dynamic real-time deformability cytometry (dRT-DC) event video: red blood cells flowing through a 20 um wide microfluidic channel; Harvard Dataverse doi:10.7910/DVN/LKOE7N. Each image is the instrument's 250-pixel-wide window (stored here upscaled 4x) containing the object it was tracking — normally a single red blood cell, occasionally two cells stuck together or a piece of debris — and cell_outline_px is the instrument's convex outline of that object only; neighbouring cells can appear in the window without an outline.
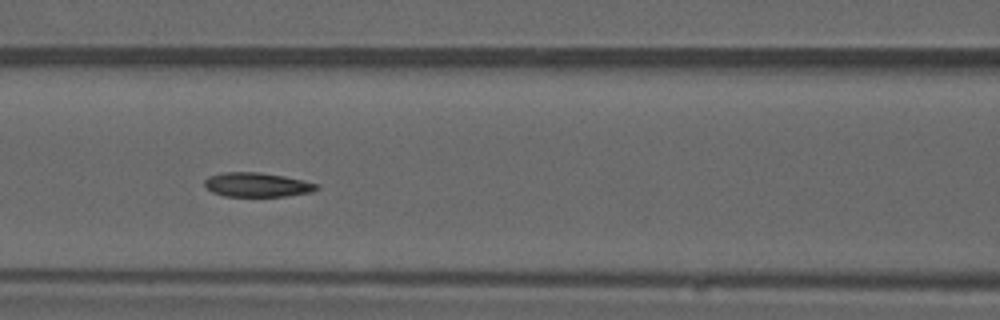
{"species": "common noctule bat (a hibernating species)", "species_latin": "Nyctalus noctula", "temperature_condition": "warm", "stored_images_in_passage": 51, "camera_frame_rate_fps": 3000, "um_per_image_px": 0.085, "animal": {"sex": "male", "forearm_length_mm": 52.5}, "frame": {"image": 1, "passage_image": 22, "time_ms": 7.0, "image_size_px": [1000, 320], "cell_outline_px": [[320, 188], [312, 192], [284, 196], [224, 196], [212, 192], [204, 184], [204, 180], [208, 176], [220, 172], [260, 172], [284, 176], [304, 180], [316, 184]], "centroid_in_image_um": [21.83, 15.69], "position_along_channel_um": 144.8, "area_um2": 15.9}, "authors_computed_cell_mechanics": {"area_um2": 16.3574, "velocity_mm_per_s": 3.9361, "shape_relaxation_time_tau1_ms": null, "shape_relaxation_time_tau2_ms": 3.6261, "deformation_change_tau1": null, "deformation_change_tau2": 0.0859}}